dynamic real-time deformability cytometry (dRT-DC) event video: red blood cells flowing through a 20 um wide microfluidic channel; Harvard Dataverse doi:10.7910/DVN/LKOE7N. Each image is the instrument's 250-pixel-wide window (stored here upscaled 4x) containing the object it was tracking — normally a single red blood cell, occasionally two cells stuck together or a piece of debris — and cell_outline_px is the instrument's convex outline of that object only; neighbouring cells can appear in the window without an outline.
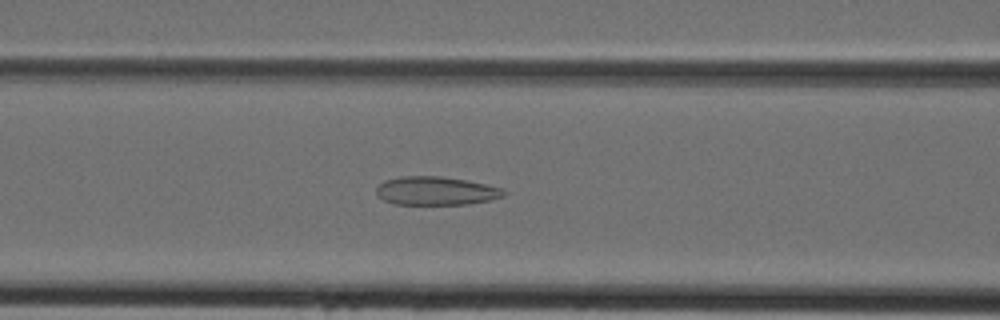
{"species": "Egyptian fruit bat (a non-hibernating species)", "species_latin": "Rousettus aegyptiacus", "temperature_condition": "cold", "stored_images_in_passage": 41, "camera_frame_rate_fps": 3000, "um_per_image_px": 0.085, "animal": {"sex": "female"}, "frame": {"image": 1, "passage_image": 15, "time_ms": 4.667, "image_size_px": [1000, 320], "cell_outline_px": [[508, 192], [504, 196], [488, 200], [468, 204], [392, 204], [384, 200], [376, 192], [376, 188], [384, 180], [400, 176], [440, 176], [464, 180], [504, 188]], "centroid_in_image_um": [37.06, 16.22], "position_along_channel_um": 129.5, "area_um2": 21.1}}
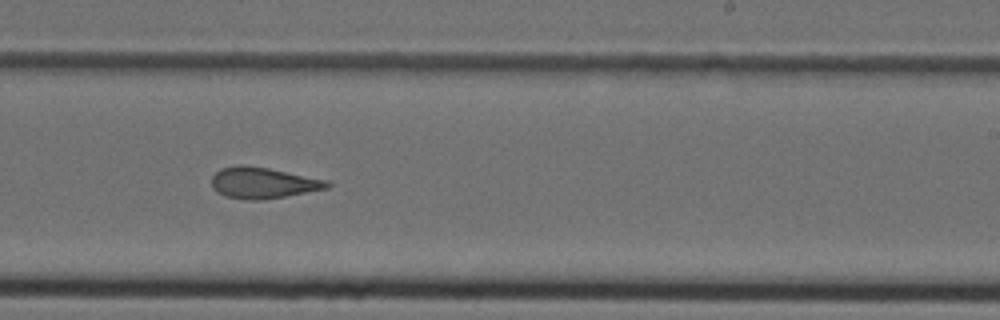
{"frame": {"image": 2, "passage_image": 24, "time_ms": 7.667, "image_size_px": [1000, 320], "cell_outline_px": [[332, 184], [328, 188], [284, 196], [260, 200], [244, 200], [224, 196], [216, 192], [212, 188], [212, 176], [220, 168], [240, 164], [268, 168], [328, 180]], "centroid_in_image_um": [22.32, 15.54], "position_along_channel_um": 266.7, "area_um2": 20.98}}
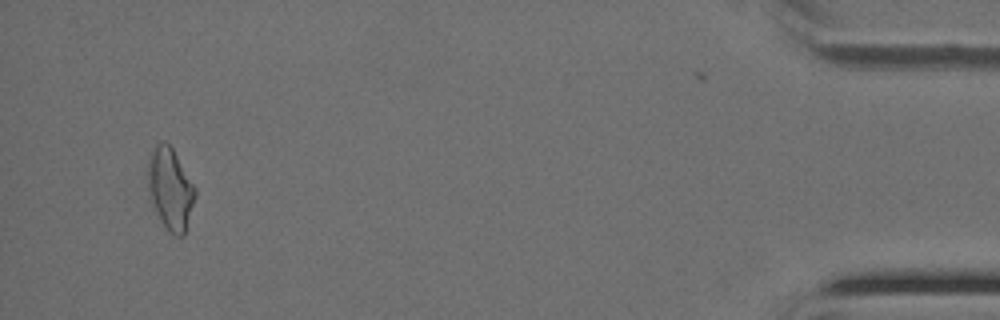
{"frame": {"image": 3, "passage_image": 39, "time_ms": 12.667, "image_size_px": [1000, 320], "cell_outline_px": [[196, 196], [184, 236], [176, 236], [168, 232], [160, 220], [148, 192], [148, 164], [152, 152], [156, 144], [164, 140], [172, 148], [196, 188]], "centroid_in_image_um": [14.49, 16.08], "position_along_channel_um": 420.7, "area_um2": 22.31}}